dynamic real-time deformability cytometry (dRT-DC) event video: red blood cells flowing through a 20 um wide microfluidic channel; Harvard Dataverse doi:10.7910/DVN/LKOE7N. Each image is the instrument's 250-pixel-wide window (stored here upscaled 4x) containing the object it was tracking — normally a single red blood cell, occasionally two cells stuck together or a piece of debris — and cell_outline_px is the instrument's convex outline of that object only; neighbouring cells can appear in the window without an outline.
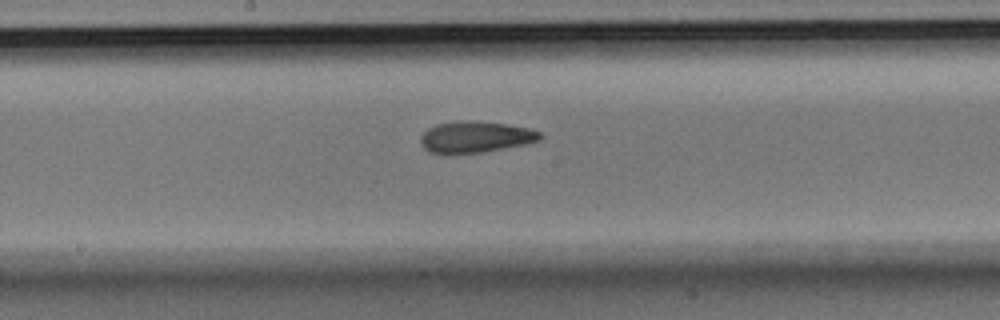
{"species": "Egyptian fruit bat (a non-hibernating species)", "species_latin": "Rousettus aegyptiacus", "temperature_condition": "room temperature", "stored_images_in_passage": 9, "camera_frame_rate_fps": 3000, "um_per_image_px": 0.085, "animal": {"sex": "male"}, "frame": {"image": 1, "passage_image": 9, "time_ms": 2.667, "image_size_px": [1000, 320], "cell_outline_px": [[544, 136], [540, 140], [528, 144], [480, 152], [448, 156], [428, 152], [420, 144], [420, 136], [428, 128], [436, 124], [460, 120], [472, 120], [508, 124], [528, 128], [540, 132]], "centroid_in_image_um": [40.37, 11.66], "position_along_channel_um": 207.8, "area_um2": 22.48}}